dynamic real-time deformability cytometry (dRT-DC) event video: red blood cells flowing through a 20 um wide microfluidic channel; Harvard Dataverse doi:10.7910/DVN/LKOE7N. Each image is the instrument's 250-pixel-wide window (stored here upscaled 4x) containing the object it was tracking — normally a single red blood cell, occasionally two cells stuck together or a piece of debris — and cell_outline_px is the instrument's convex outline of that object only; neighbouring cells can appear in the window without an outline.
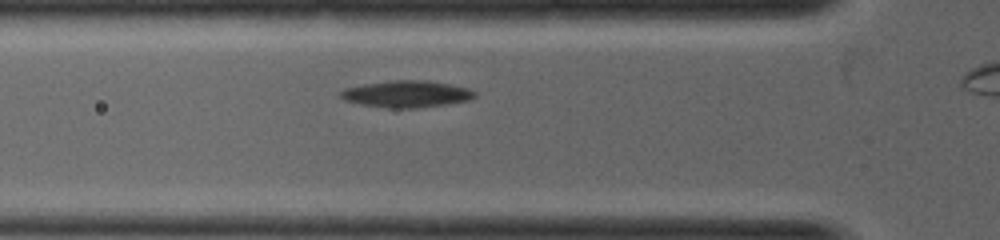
{"species": "common noctule bat (a hibernating species)", "species_latin": "Nyctalus noctula", "temperature_condition": "warm", "stored_images_in_passage": 10, "camera_frame_rate_fps": 5000, "um_per_image_px": 0.085, "animal": {"sex": "female", "body_mass_g": 19.0, "forearm_length_mm": 53.3}, "frame": {"image": 1, "passage_image": 4, "time_ms": 0.6, "image_size_px": [1000, 240], "cell_outline_px": [[476, 96], [468, 100], [448, 104], [416, 108], [388, 108], [360, 104], [344, 100], [340, 96], [340, 92], [344, 88], [364, 84], [396, 80], [428, 80], [468, 88], [476, 92]], "centroid_in_image_um": [34.56, 7.99], "position_along_channel_um": 91.2, "area_um2": 20.87}}
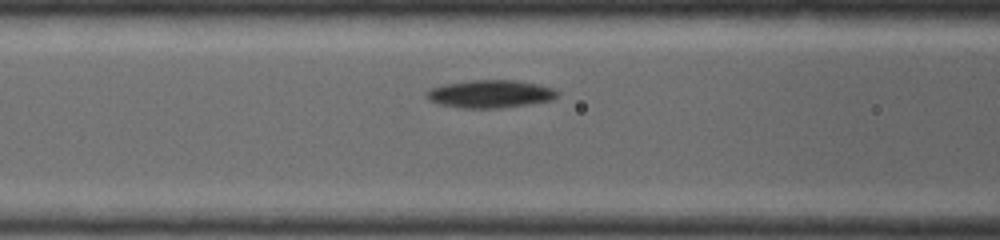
{"frame": {"image": 2, "passage_image": 6, "time_ms": 1.0, "image_size_px": [1000, 240], "cell_outline_px": [[556, 96], [552, 100], [528, 104], [500, 108], [460, 108], [440, 104], [428, 100], [424, 96], [424, 92], [428, 88], [444, 84], [468, 80], [516, 80], [536, 84], [552, 88], [556, 92]], "centroid_in_image_um": [41.57, 7.98], "position_along_channel_um": 125.0, "area_um2": 21.27}}
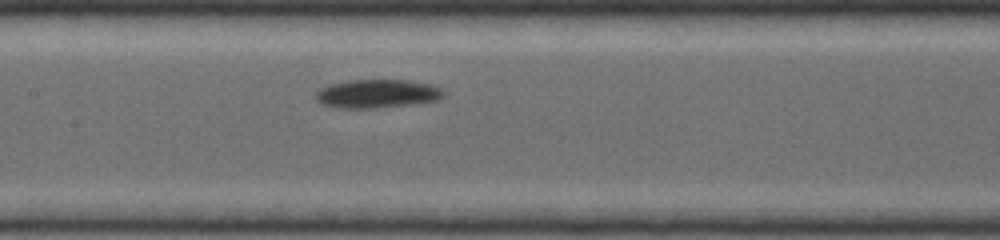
{"frame": {"image": 3, "passage_image": 9, "time_ms": 1.6, "image_size_px": [1000, 240], "cell_outline_px": [[444, 96], [436, 100], [412, 104], [380, 108], [336, 108], [320, 104], [316, 100], [316, 92], [320, 88], [328, 84], [348, 80], [412, 80], [432, 84], [440, 88], [444, 92]], "centroid_in_image_um": [32.03, 7.96], "position_along_channel_um": 175.4, "area_um2": 21.56}}